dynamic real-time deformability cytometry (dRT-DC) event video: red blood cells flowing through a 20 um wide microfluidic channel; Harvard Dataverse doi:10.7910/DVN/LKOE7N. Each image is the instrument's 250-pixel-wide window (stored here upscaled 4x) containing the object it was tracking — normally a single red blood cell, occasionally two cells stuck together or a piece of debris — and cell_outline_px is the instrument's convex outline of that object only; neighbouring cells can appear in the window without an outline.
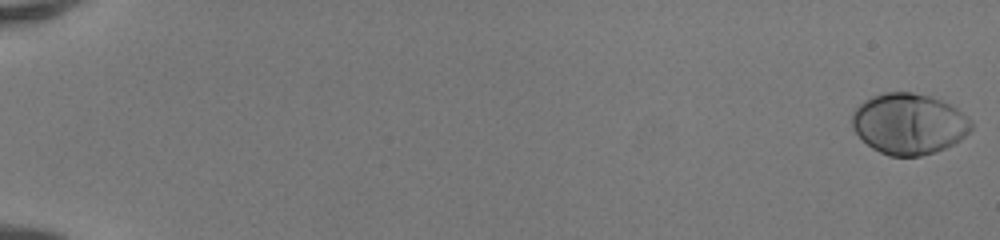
{"species": "human", "species_latin": "Homo sapiens", "temperature_condition": "room temperature", "stored_images_in_passage": 52, "camera_frame_rate_fps": 3000, "um_per_image_px": 0.085, "donor": {"sex": "female"}, "frame": {"image": 1, "passage_image": 1, "time_ms": 0.0, "image_size_px": [1000, 240], "cell_outline_px": [[972, 128], [960, 140], [936, 152], [920, 156], [888, 156], [872, 148], [852, 128], [852, 112], [864, 100], [872, 96], [884, 92], [912, 92], [928, 96], [940, 100], [956, 108], [972, 120]], "centroid_in_image_um": [77.25, 10.52], "position_along_channel_um": 7.8, "area_um2": 42.14}}
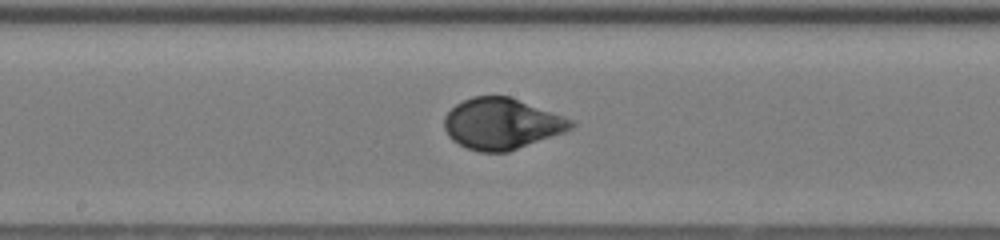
{"frame": {"image": 2, "passage_image": 30, "time_ms": 9.667, "image_size_px": [1000, 240], "cell_outline_px": [[576, 124], [572, 128], [564, 132], [508, 152], [480, 152], [468, 148], [452, 140], [448, 136], [444, 128], [444, 116], [456, 104], [472, 96], [508, 96], [576, 120]], "centroid_in_image_um": [42.65, 10.52], "position_along_channel_um": 205.5, "area_um2": 37.69}}
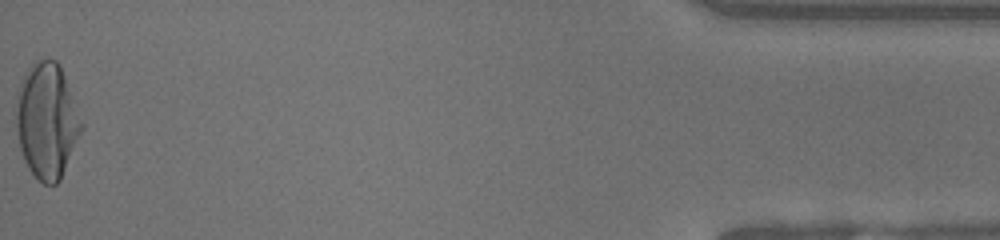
{"frame": {"image": 3, "passage_image": 52, "time_ms": 17.0, "image_size_px": [1000, 240], "cell_outline_px": [[84, 128], [60, 180], [56, 184], [44, 184], [28, 168], [24, 160], [20, 148], [16, 128], [16, 112], [20, 92], [24, 76], [28, 68], [36, 60], [48, 56], [56, 60], [60, 64], [84, 124]], "centroid_in_image_um": [4.02, 10.25], "position_along_channel_um": 431.2, "area_um2": 43.81}, "authors_computed_cell_mechanics": {"area_um2": 38.6104, "velocity_mm_per_s": 4.1595, "shape_relaxation_time_tau1_ms": 3.513, "shape_relaxation_time_tau2_ms": null, "deformation_change_tau1": 0.1878, "deformation_change_tau2": null}}